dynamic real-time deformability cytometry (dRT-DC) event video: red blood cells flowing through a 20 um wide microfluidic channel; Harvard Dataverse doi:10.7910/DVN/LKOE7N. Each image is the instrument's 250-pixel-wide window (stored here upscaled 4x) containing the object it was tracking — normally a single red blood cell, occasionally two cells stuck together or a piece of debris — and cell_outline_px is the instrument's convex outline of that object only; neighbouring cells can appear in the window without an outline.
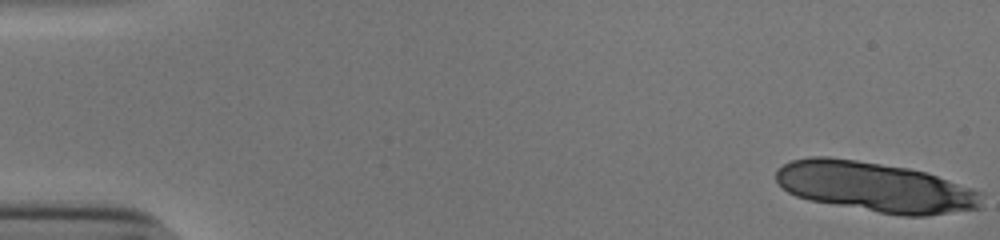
{"species": "human", "species_latin": "Homo sapiens", "temperature_condition": "cold", "stored_images_in_passage": 16, "camera_frame_rate_fps": 3000, "um_per_image_px": 0.085, "donor": {"sex": "male"}, "frame": {"image": 1, "passage_image": 1, "time_ms": 0.0, "image_size_px": [1000, 240], "cell_outline_px": [[984, 208], [924, 216], [904, 216], [808, 200], [796, 196], [788, 192], [776, 180], [776, 168], [792, 160], [812, 156], [828, 156], [856, 160], [908, 168], [924, 172], [984, 192]], "centroid_in_image_um": [74.43, 15.9], "position_along_channel_um": 10.6, "area_um2": 59.94}}